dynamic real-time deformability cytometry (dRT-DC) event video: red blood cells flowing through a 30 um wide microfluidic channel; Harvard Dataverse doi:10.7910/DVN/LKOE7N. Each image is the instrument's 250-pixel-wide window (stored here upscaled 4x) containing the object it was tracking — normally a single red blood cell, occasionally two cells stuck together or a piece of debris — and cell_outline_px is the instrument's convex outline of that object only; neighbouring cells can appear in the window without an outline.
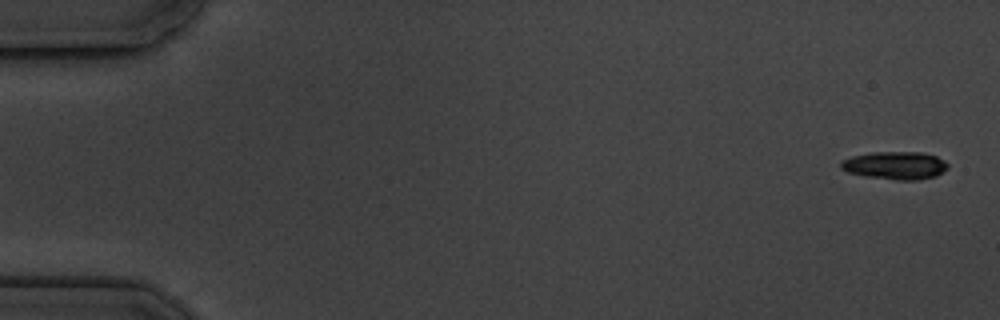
{"species": "common noctule bat (a hibernating species)", "species_latin": "Nyctalus noctula", "temperature_condition": "cold", "stored_images_in_passage": 7, "camera_frame_rate_fps": 3000, "um_per_image_px": 0.085, "animal": {"sex": "male", "body_mass_g": 19.5, "forearm_length_mm": 54.6}, "frame": {"image": 1, "passage_image": 1, "time_ms": 0.0, "image_size_px": [1000, 320], "cell_outline_px": [[948, 168], [936, 176], [920, 180], [896, 180], [864, 176], [848, 172], [840, 168], [840, 160], [852, 156], [872, 152], [920, 152], [936, 156], [944, 160], [948, 164]], "centroid_in_image_um": [76.08, 14.06], "position_along_channel_um": 8.9, "area_um2": 17.51}}
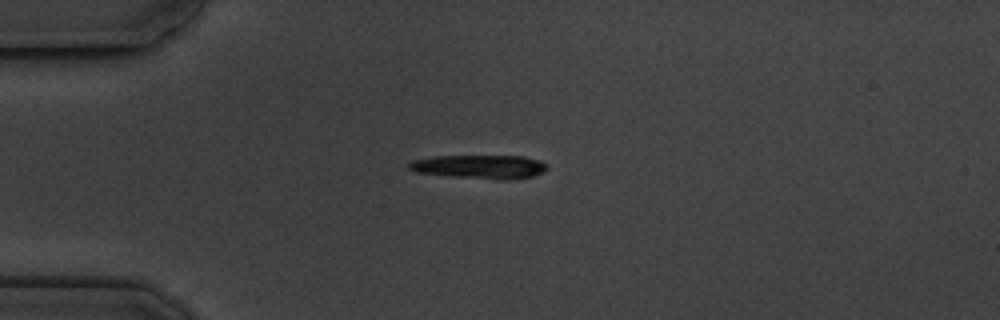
{"frame": {"image": 2, "passage_image": 4, "time_ms": 4.333, "image_size_px": [1000, 320], "cell_outline_px": [[548, 168], [536, 176], [512, 180], [500, 180], [452, 176], [416, 172], [408, 168], [408, 164], [412, 160], [432, 156], [524, 156], [540, 160], [548, 164]], "centroid_in_image_um": [40.84, 14.17], "position_along_channel_um": 44.2, "area_um2": 19.36}}
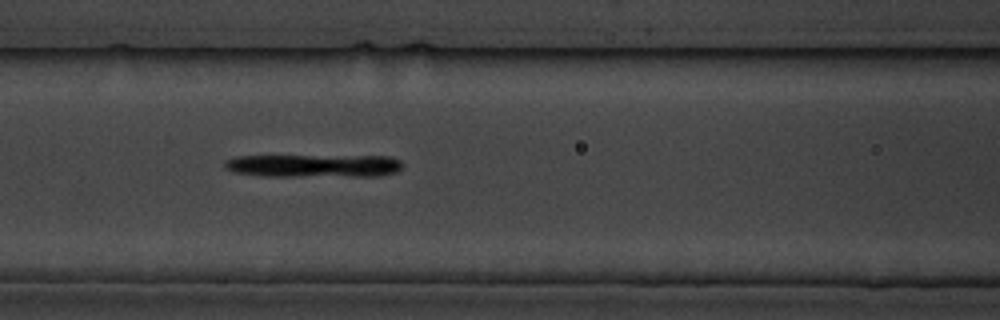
{"frame": {"image": 3, "passage_image": 7, "time_ms": 7.667, "image_size_px": [1000, 320], "cell_outline_px": [[404, 164], [396, 172], [380, 176], [260, 176], [236, 172], [224, 168], [224, 160], [236, 156], [388, 156], [400, 160]], "centroid_in_image_um": [26.68, 14.09], "position_along_channel_um": 139.9, "area_um2": 23.93}}